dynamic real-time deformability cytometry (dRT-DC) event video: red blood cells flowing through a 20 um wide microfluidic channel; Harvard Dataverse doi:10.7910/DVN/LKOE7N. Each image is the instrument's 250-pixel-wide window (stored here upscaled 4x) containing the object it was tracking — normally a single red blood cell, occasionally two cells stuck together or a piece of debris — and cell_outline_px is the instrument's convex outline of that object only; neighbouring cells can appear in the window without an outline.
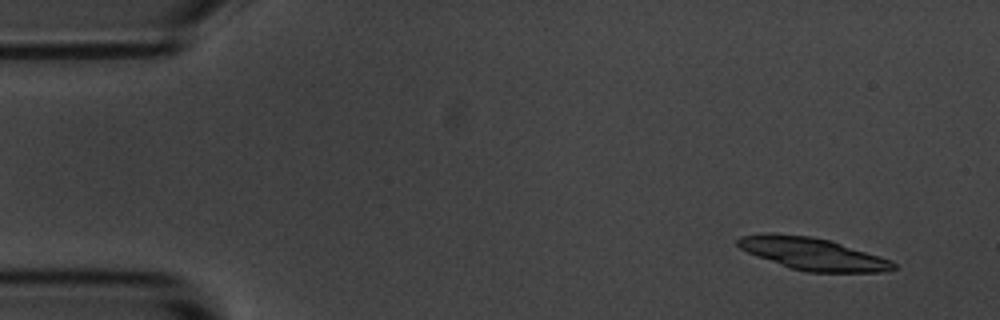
{"species": "common noctule bat (a hibernating species)", "species_latin": "Nyctalus noctula", "temperature_condition": "room temperature", "stored_images_in_passage": 5, "camera_frame_rate_fps": 3000, "um_per_image_px": 0.085, "animal": {"sex": "male", "body_mass_g": 20.1, "forearm_length_mm": 53.5}, "frame": {"image": 1, "passage_image": 1, "time_ms": 0.0, "image_size_px": [1000, 320], "cell_outline_px": [[896, 268], [880, 272], [808, 272], [792, 268], [756, 256], [740, 248], [736, 244], [736, 240], [740, 236], [768, 232], [808, 236], [828, 240], [880, 256], [892, 260], [896, 264]], "centroid_in_image_um": [69.04, 21.57], "position_along_channel_um": 16.0, "area_um2": 28.96}}